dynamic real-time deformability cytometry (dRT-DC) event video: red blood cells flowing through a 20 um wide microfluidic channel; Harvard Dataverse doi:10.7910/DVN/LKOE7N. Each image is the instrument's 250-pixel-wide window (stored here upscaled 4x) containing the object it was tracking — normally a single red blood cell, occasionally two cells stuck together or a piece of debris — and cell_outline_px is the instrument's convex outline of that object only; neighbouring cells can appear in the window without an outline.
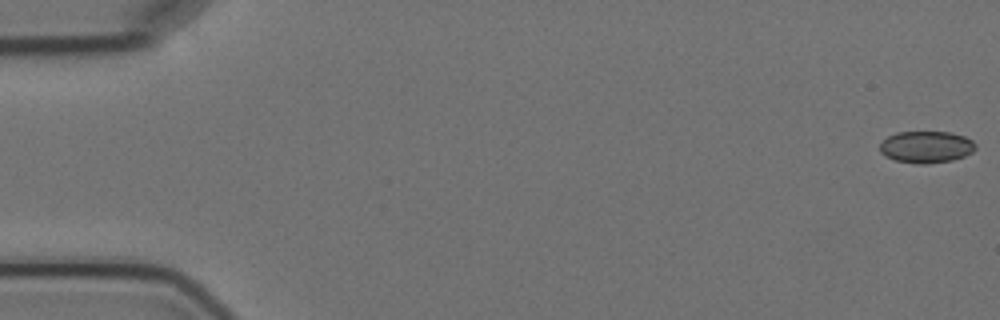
{"species": "Egyptian fruit bat (a non-hibernating species)", "species_latin": "Rousettus aegyptiacus", "temperature_condition": "cold", "stored_images_in_passage": 2, "camera_frame_rate_fps": 3000, "um_per_image_px": 0.085, "animal": {"sex": "female"}, "frame": {"image": 1, "passage_image": 2, "time_ms": 1.333, "image_size_px": [1000, 320], "cell_outline_px": [[976, 148], [972, 152], [964, 156], [952, 160], [928, 164], [920, 164], [896, 160], [884, 156], [880, 152], [880, 144], [888, 136], [896, 132], [952, 132], [964, 136], [972, 140], [976, 144]], "centroid_in_image_um": [78.74, 12.49], "position_along_channel_um": 6.3, "area_um2": 17.8}}